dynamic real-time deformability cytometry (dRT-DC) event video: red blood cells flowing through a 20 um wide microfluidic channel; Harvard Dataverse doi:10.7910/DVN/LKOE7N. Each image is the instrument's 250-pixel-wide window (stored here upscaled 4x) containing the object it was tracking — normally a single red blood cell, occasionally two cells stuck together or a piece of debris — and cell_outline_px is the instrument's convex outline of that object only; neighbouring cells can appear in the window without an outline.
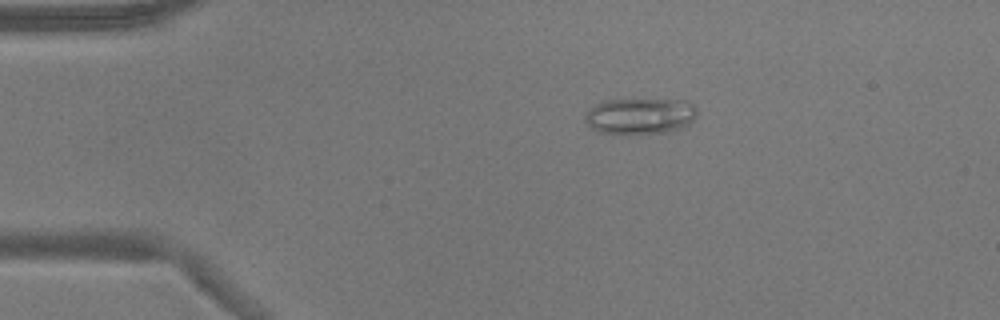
{"species": "common noctule bat (a hibernating species)", "species_latin": "Nyctalus noctula", "temperature_condition": "warm", "stored_images_in_passage": 53, "camera_frame_rate_fps": 3000, "um_per_image_px": 0.085, "animal": {"sex": "male", "body_mass_g": 17.9}, "frame": {"image": 1, "passage_image": 10, "time_ms": 3.0, "image_size_px": [1000, 320], "cell_outline_px": [[696, 116], [688, 124], [680, 128], [668, 132], [600, 132], [592, 128], [584, 120], [584, 116], [596, 104], [608, 100], [688, 100], [696, 108]], "centroid_in_image_um": [54.44, 9.84], "position_along_channel_um": 30.6, "area_um2": 22.83}}
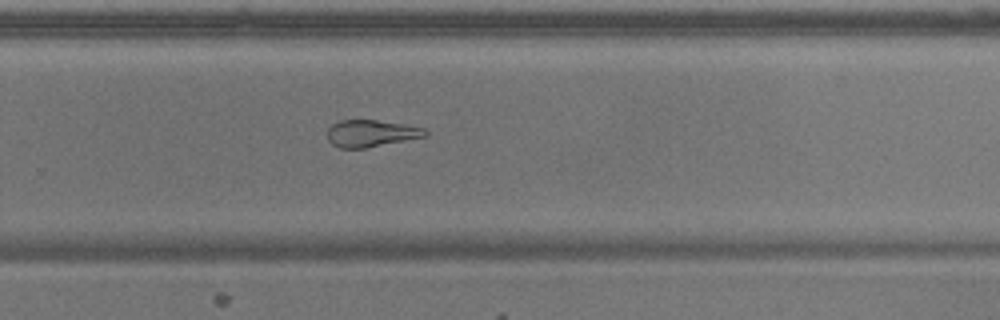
{"frame": {"image": 2, "passage_image": 35, "time_ms": 11.333, "image_size_px": [1000, 320], "cell_outline_px": [[428, 136], [364, 148], [340, 148], [332, 144], [328, 140], [328, 128], [332, 124], [340, 120], [376, 120], [404, 124], [424, 128], [428, 132]], "centroid_in_image_um": [31.54, 11.33], "position_along_channel_um": 298.3, "area_um2": 15.32}}
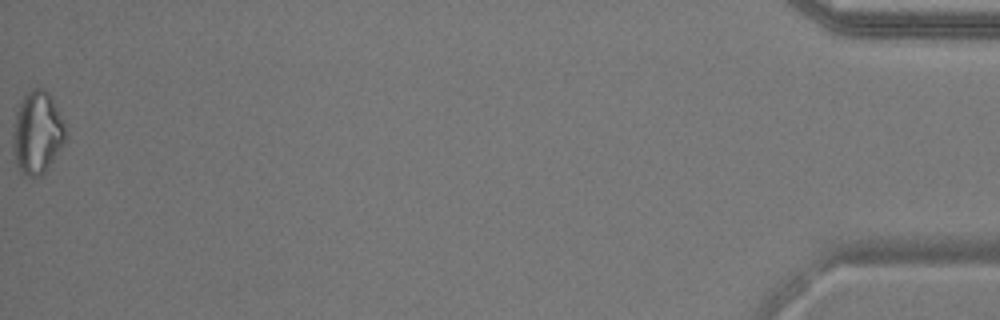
{"frame": {"image": 3, "passage_image": 53, "time_ms": 17.333, "image_size_px": [1000, 320], "cell_outline_px": [[68, 136], [64, 144], [48, 168], [40, 176], [28, 176], [20, 172], [16, 164], [12, 148], [12, 136], [16, 112], [24, 96], [32, 88], [44, 88], [52, 96], [64, 124]], "centroid_in_image_um": [3.17, 11.29], "position_along_channel_um": 432.0, "area_um2": 25.55}, "authors_computed_cell_mechanics": {"area_um2": 19.7676, "velocity_mm_per_s": 3.8401, "shape_relaxation_time_tau1_ms": null, "shape_relaxation_time_tau2_ms": 4.3732, "deformation_change_tau1": null, "deformation_change_tau2": 0.1179}}